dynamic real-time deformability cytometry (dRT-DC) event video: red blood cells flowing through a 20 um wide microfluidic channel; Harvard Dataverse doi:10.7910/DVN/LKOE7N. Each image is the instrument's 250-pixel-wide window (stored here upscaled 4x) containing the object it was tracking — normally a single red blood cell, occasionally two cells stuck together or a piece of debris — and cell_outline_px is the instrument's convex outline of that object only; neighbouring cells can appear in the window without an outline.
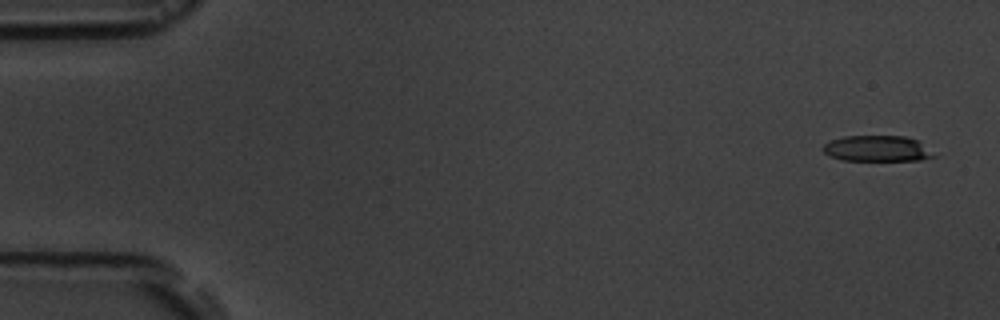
{"species": "common noctule bat (a hibernating species)", "species_latin": "Nyctalus noctula", "temperature_condition": "room temperature", "stored_images_in_passage": 5, "camera_frame_rate_fps": 3000, "um_per_image_px": 0.085, "animal": {"sex": "male", "body_mass_g": 19.5, "forearm_length_mm": 54.6}, "frame": {"image": 1, "passage_image": 1, "time_ms": 0.0, "image_size_px": [1000, 320], "cell_outline_px": [[936, 156], [920, 160], [844, 160], [832, 156], [824, 152], [820, 148], [824, 144], [832, 140], [844, 136], [904, 136], [916, 140]], "centroid_in_image_um": [74.51, 12.62], "position_along_channel_um": 10.5, "area_um2": 16.36}}
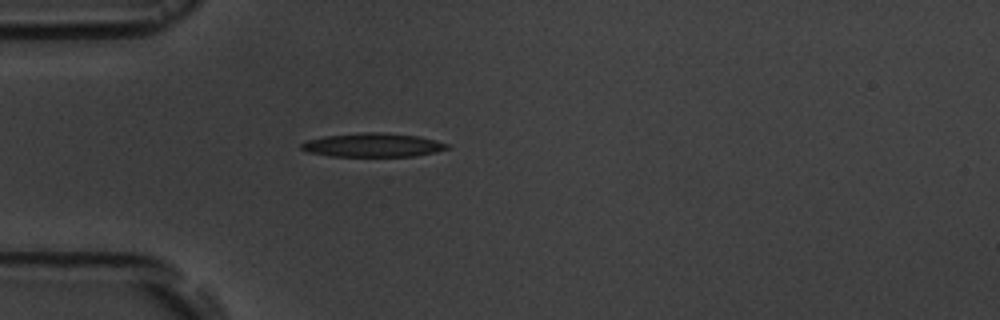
{"frame": {"image": 2, "passage_image": 5, "time_ms": 4.667, "image_size_px": [1000, 320], "cell_outline_px": [[448, 148], [436, 152], [416, 156], [328, 156], [308, 152], [300, 148], [300, 144], [304, 140], [324, 136], [360, 132], [380, 132], [420, 136], [436, 140], [448, 144]], "centroid_in_image_um": [31.65, 12.32], "position_along_channel_um": 53.3, "area_um2": 20.4}}